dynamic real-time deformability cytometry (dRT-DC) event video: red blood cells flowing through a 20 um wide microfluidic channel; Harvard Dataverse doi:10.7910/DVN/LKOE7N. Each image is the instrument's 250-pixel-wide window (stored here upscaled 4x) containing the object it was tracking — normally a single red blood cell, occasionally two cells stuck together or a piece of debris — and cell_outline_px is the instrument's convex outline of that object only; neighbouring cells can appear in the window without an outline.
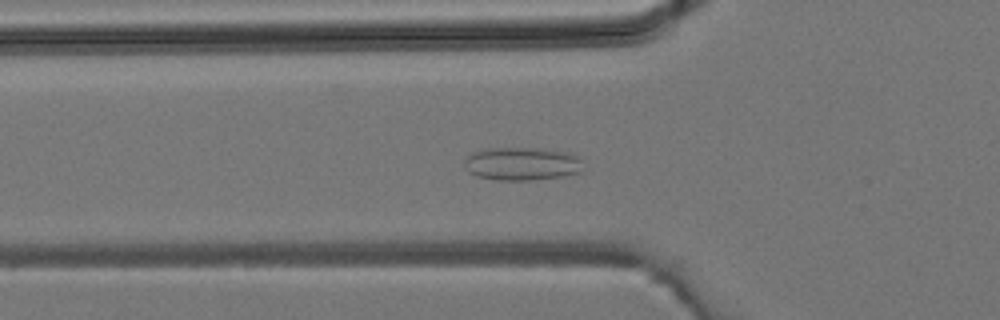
{"species": "common noctule bat (a hibernating species)", "species_latin": "Nyctalus noctula", "temperature_condition": "room temperature", "stored_images_in_passage": 40, "camera_frame_rate_fps": 3000, "um_per_image_px": 0.085, "animal": {"sex": "male", "body_mass_g": 19.2, "forearm_length_mm": 51.8}, "frame": {"image": 1, "passage_image": 12, "time_ms": 3.667, "image_size_px": [1000, 320], "cell_outline_px": [[580, 172], [564, 176], [528, 180], [496, 180], [476, 176], [468, 172], [464, 168], [464, 160], [472, 152], [488, 148], [540, 148], [572, 152], [580, 160]], "centroid_in_image_um": [44.32, 13.91], "position_along_channel_um": 81.5, "area_um2": 23.06}}
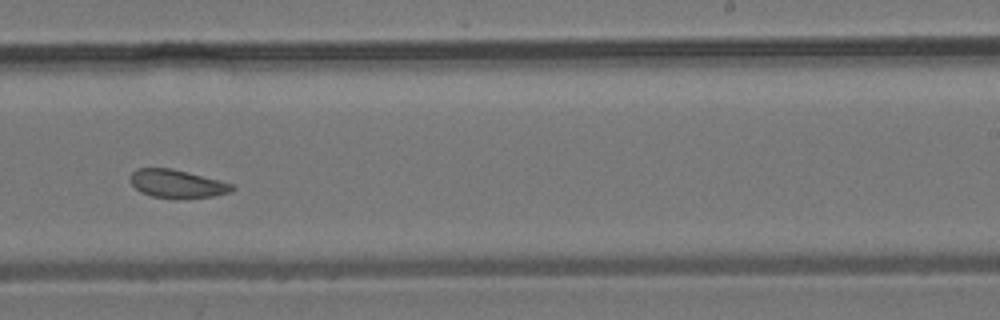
{"frame": {"image": 2, "passage_image": 24, "time_ms": 7.667, "image_size_px": [1000, 320], "cell_outline_px": [[236, 188], [232, 192], [212, 196], [152, 196], [140, 192], [132, 184], [128, 176], [136, 168], [172, 168], [236, 184]], "centroid_in_image_um": [15.06, 15.57], "position_along_channel_um": 273.9, "area_um2": 16.36}}
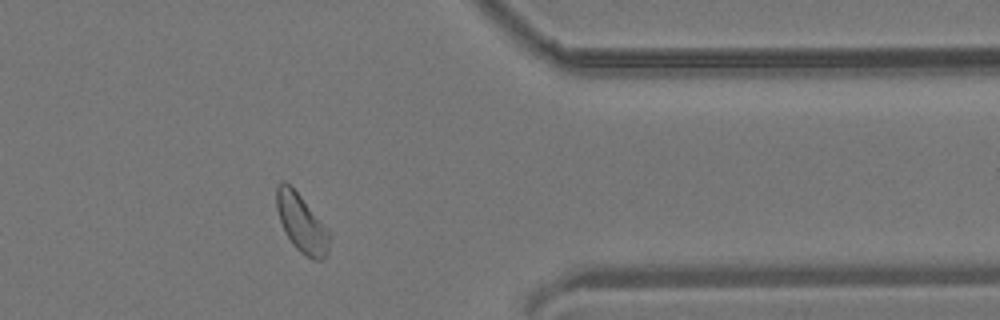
{"frame": {"image": 3, "passage_image": 32, "time_ms": 10.333, "image_size_px": [1000, 320], "cell_outline_px": [[328, 252], [324, 260], [312, 260], [300, 252], [292, 244], [280, 220], [276, 208], [276, 184], [280, 180], [284, 180], [300, 196], [328, 232]], "centroid_in_image_um": [25.58, 18.98], "position_along_channel_um": 385.8, "area_um2": 17.28}}